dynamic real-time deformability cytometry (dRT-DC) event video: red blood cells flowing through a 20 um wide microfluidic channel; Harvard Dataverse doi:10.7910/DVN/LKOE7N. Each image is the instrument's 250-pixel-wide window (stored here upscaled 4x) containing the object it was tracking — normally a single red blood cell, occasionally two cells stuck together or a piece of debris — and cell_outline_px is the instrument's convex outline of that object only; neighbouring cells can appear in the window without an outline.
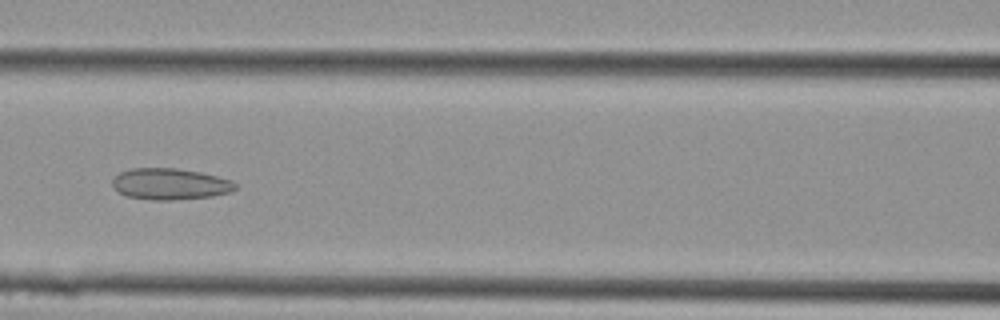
{"species": "Egyptian fruit bat (a non-hibernating species)", "species_latin": "Rousettus aegyptiacus", "temperature_condition": "cold", "stored_images_in_passage": 21, "camera_frame_rate_fps": 3000, "um_per_image_px": 0.085, "animal": {"sex": "female"}, "frame": {"image": 1, "passage_image": 13, "time_ms": 4.0, "image_size_px": [1000, 320], "cell_outline_px": [[236, 188], [232, 192], [212, 196], [168, 200], [152, 200], [128, 196], [120, 192], [112, 184], [112, 180], [120, 172], [132, 168], [176, 168], [200, 172], [232, 180], [236, 184]], "centroid_in_image_um": [14.48, 15.63], "position_along_channel_um": 152.1, "area_um2": 22.25}}
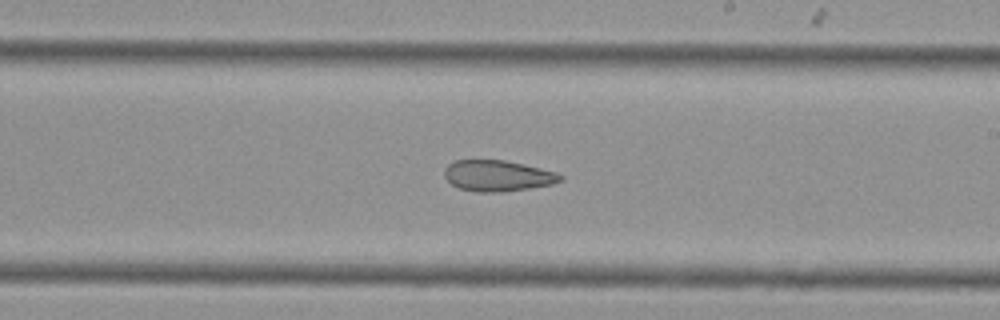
{"frame": {"image": 2, "passage_image": 17, "time_ms": 5.333, "image_size_px": [1000, 320], "cell_outline_px": [[564, 180], [552, 184], [528, 188], [496, 192], [476, 192], [460, 188], [452, 184], [444, 176], [444, 168], [448, 164], [456, 160], [504, 160], [556, 172], [564, 176]], "centroid_in_image_um": [42.29, 14.94], "position_along_channel_um": 246.7, "area_um2": 20.75}}
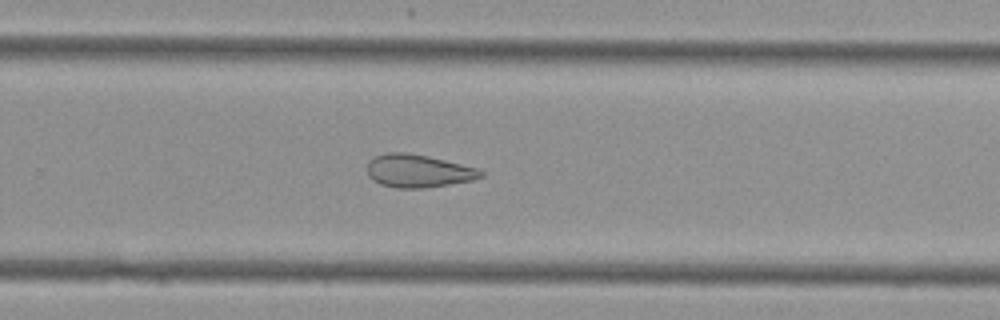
{"frame": {"image": 3, "passage_image": 19, "time_ms": 6.0, "image_size_px": [1000, 320], "cell_outline_px": [[484, 176], [472, 180], [424, 188], [396, 188], [380, 184], [372, 180], [368, 176], [368, 160], [372, 156], [388, 152], [404, 152], [428, 156], [480, 168], [484, 172]], "centroid_in_image_um": [35.54, 14.52], "position_along_channel_um": 294.3, "area_um2": 22.02}}